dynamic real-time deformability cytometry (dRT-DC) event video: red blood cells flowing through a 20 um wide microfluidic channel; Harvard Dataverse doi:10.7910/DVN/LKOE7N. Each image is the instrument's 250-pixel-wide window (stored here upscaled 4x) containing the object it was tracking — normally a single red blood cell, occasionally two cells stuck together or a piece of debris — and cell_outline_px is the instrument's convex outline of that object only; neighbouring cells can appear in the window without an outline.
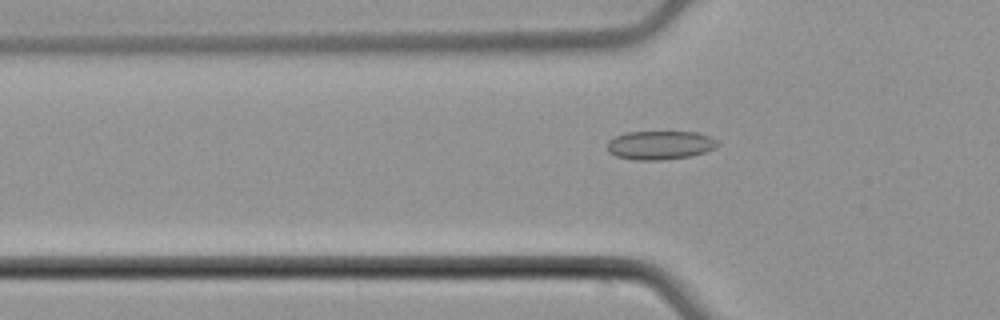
{"species": "common noctule bat (a hibernating species)", "species_latin": "Nyctalus noctula", "temperature_condition": "cold", "stored_images_in_passage": 49, "camera_frame_rate_fps": 3000, "um_per_image_px": 0.085, "animal": {"sex": "male", "body_mass_g": 21.5, "forearm_length_mm": 52.0}, "frame": {"image": 1, "passage_image": 14, "time_ms": 4.333, "image_size_px": [1000, 320], "cell_outline_px": [[720, 144], [704, 152], [692, 156], [660, 160], [636, 160], [616, 156], [608, 152], [608, 140], [616, 136], [628, 132], [696, 132], [712, 136]], "centroid_in_image_um": [56.11, 12.33], "position_along_channel_um": 69.7, "area_um2": 18.44}}
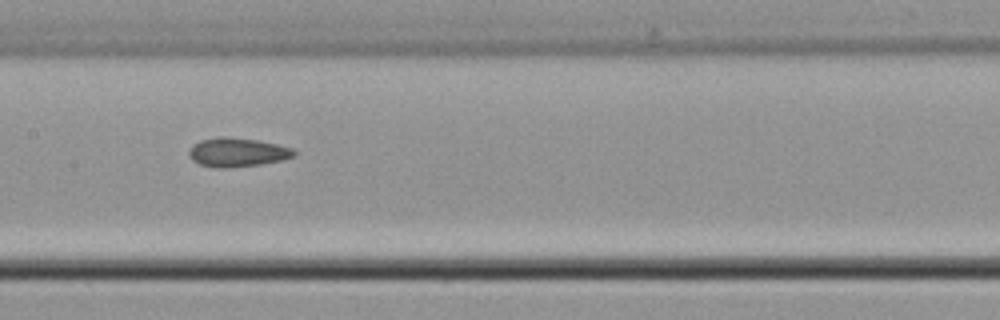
{"frame": {"image": 2, "passage_image": 23, "time_ms": 7.333, "image_size_px": [1000, 320], "cell_outline_px": [[296, 156], [284, 160], [260, 164], [224, 168], [220, 168], [200, 164], [192, 160], [188, 156], [188, 148], [192, 144], [200, 140], [216, 136], [224, 136], [256, 140], [276, 144], [292, 148], [296, 152]], "centroid_in_image_um": [20.14, 12.93], "position_along_channel_um": 187.3, "area_um2": 17.86}}
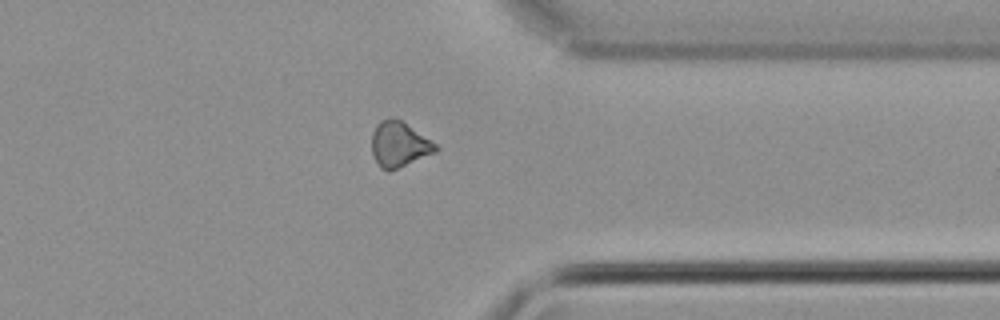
{"frame": {"image": 3, "passage_image": 38, "time_ms": 12.333, "image_size_px": [1000, 320], "cell_outline_px": [[440, 148], [436, 152], [388, 172], [380, 168], [372, 152], [372, 132], [376, 124], [380, 120], [400, 120], [436, 144]], "centroid_in_image_um": [33.91, 12.31], "position_along_channel_um": 377.5, "area_um2": 16.47}, "authors_computed_cell_mechanics": {"area_um2": 17.2822, "velocity_mm_per_s": 3.9189, "shape_relaxation_time_tau1_ms": null, "shape_relaxation_time_tau2_ms": 3.895, "deformation_change_tau1": null, "deformation_change_tau2": 0.088}}